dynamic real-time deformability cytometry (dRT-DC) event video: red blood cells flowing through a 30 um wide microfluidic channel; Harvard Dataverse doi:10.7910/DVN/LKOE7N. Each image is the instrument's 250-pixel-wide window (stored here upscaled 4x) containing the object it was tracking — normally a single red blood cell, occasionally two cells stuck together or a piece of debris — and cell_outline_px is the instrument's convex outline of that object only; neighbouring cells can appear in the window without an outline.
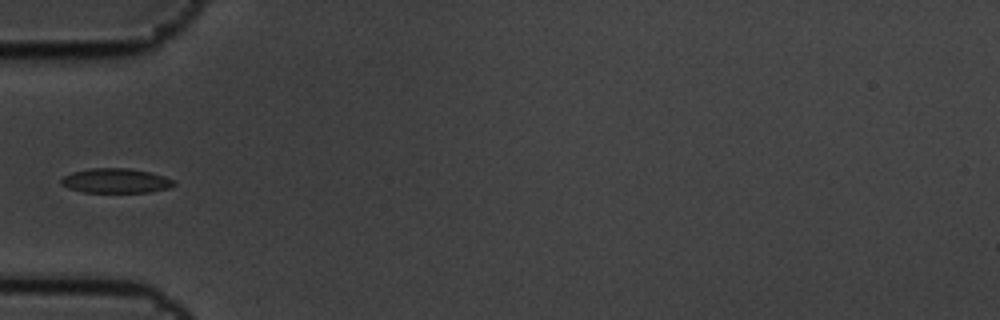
{"species": "common noctule bat (a hibernating species)", "species_latin": "Nyctalus noctula", "temperature_condition": "cold", "stored_images_in_passage": 14, "camera_frame_rate_fps": 3000, "um_per_image_px": 0.085, "animal": {"sex": "male", "body_mass_g": 19.5, "forearm_length_mm": 54.6}, "frame": {"image": 1, "passage_image": 4, "time_ms": 1.0, "image_size_px": [1000, 320], "cell_outline_px": [[176, 184], [168, 188], [148, 192], [80, 192], [68, 188], [60, 184], [60, 180], [64, 176], [72, 172], [92, 168], [128, 168], [148, 172], [164, 176], [176, 180]], "centroid_in_image_um": [9.83, 15.36], "position_along_channel_um": 75.2, "area_um2": 16.18}}
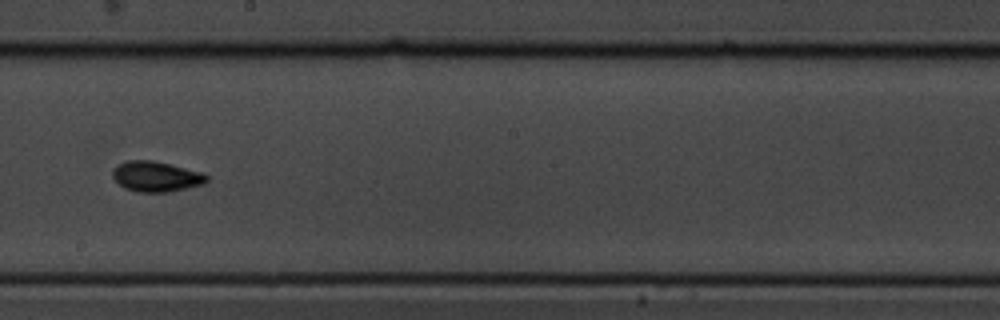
{"frame": {"image": 2, "passage_image": 8, "time_ms": 2.333, "image_size_px": [1000, 320], "cell_outline_px": [[208, 180], [204, 184], [168, 192], [136, 192], [124, 188], [112, 176], [112, 168], [116, 164], [128, 160], [152, 160], [200, 172], [208, 176]], "centroid_in_image_um": [13.22, 15.0], "position_along_channel_um": 235.0, "area_um2": 16.59}}
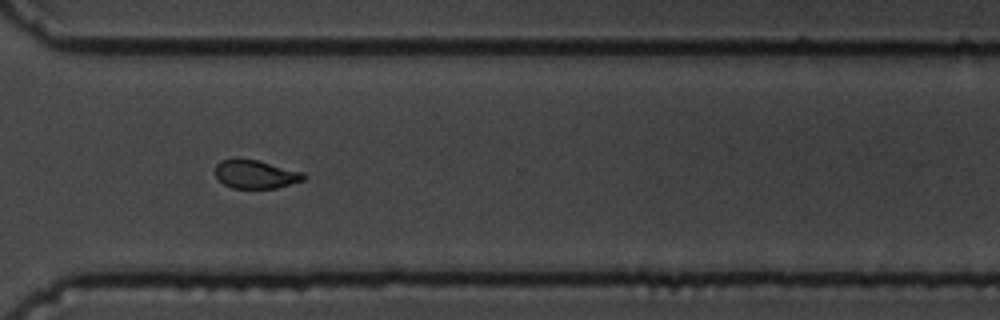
{"frame": {"image": 3, "passage_image": 11, "time_ms": 3.333, "image_size_px": [1000, 320], "cell_outline_px": [[308, 176], [304, 180], [276, 188], [232, 188], [224, 184], [216, 176], [216, 164], [220, 160], [236, 156], [256, 160], [304, 172]], "centroid_in_image_um": [21.71, 14.78], "position_along_channel_um": 348.9, "area_um2": 14.91}}